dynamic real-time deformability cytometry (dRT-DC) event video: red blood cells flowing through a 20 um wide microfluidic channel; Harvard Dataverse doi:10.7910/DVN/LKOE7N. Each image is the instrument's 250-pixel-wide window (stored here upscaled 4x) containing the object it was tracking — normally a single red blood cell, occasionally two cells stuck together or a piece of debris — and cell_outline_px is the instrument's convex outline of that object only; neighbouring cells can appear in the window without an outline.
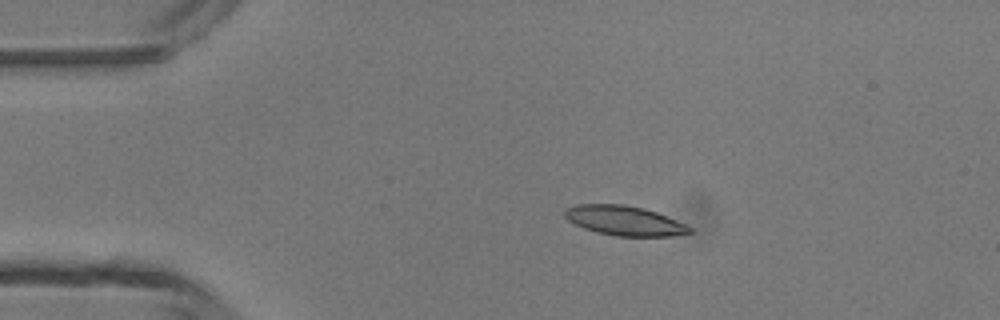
{"species": "common noctule bat (a hibernating species)", "species_latin": "Nyctalus noctula", "temperature_condition": "room temperature", "stored_images_in_passage": 5, "camera_frame_rate_fps": 3000, "um_per_image_px": 0.085, "animal": {"sex": "male", "body_mass_g": 13.3}, "frame": {"image": 1, "passage_image": 3, "time_ms": 2.667, "image_size_px": [1000, 320], "cell_outline_px": [[692, 232], [668, 236], [616, 236], [596, 232], [584, 228], [568, 220], [564, 216], [564, 208], [576, 204], [624, 204], [644, 208], [656, 212], [684, 224], [692, 228]], "centroid_in_image_um": [53.02, 18.74], "position_along_channel_um": 32.0, "area_um2": 21.44}}
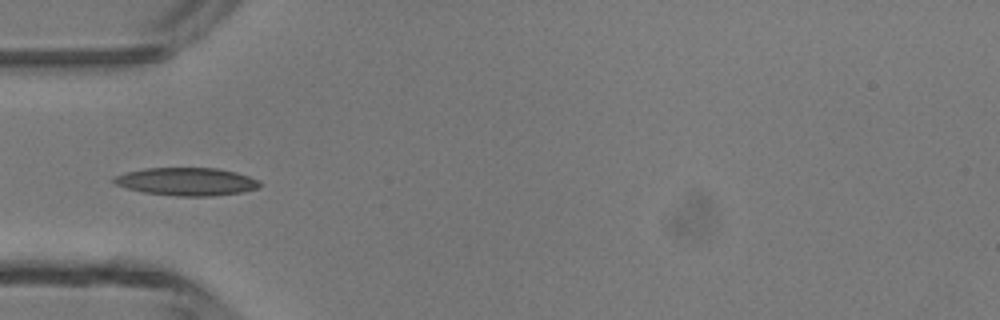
{"frame": {"image": 2, "passage_image": 5, "time_ms": 4.667, "image_size_px": [1000, 320], "cell_outline_px": [[264, 184], [260, 188], [244, 192], [212, 196], [176, 196], [144, 192], [128, 188], [116, 184], [112, 180], [116, 176], [124, 172], [144, 168], [216, 168], [236, 172], [248, 176]], "centroid_in_image_um": [15.9, 15.43], "position_along_channel_um": 69.1, "area_um2": 23.76}}